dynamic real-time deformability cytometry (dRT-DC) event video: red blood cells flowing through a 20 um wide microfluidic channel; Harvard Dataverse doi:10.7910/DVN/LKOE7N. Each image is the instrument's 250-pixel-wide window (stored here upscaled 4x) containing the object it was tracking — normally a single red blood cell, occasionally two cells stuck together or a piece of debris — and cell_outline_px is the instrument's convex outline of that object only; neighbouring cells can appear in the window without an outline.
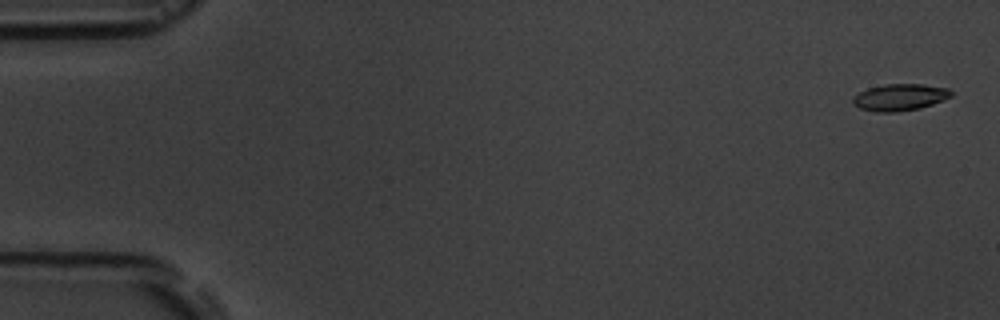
{"species": "common noctule bat (a hibernating species)", "species_latin": "Nyctalus noctula", "temperature_condition": "room temperature", "stored_images_in_passage": 6, "camera_frame_rate_fps": 3000, "um_per_image_px": 0.085, "animal": {"sex": "male", "body_mass_g": 19.5, "forearm_length_mm": 54.6}, "frame": {"image": 1, "passage_image": 1, "time_ms": 0.0, "image_size_px": [1000, 320], "cell_outline_px": [[952, 96], [944, 100], [920, 108], [896, 112], [876, 112], [860, 108], [852, 104], [852, 96], [868, 88], [884, 84], [920, 84], [948, 88], [952, 92]], "centroid_in_image_um": [76.46, 8.27], "position_along_channel_um": 8.5, "area_um2": 15.37}}
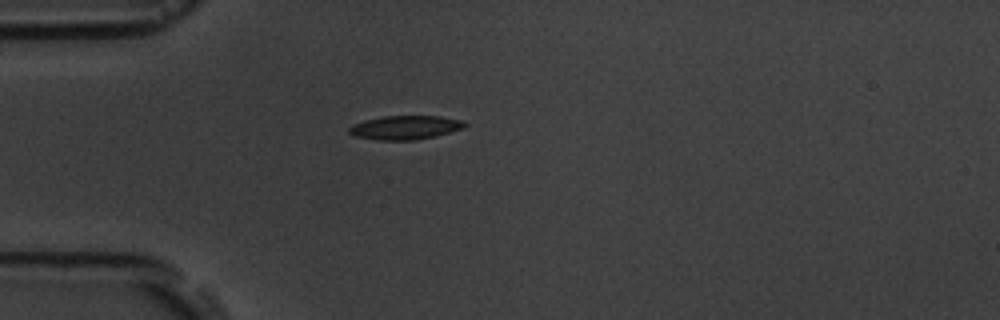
{"frame": {"image": 2, "passage_image": 5, "time_ms": 4.667, "image_size_px": [1000, 320], "cell_outline_px": [[468, 124], [464, 128], [436, 136], [416, 140], [376, 140], [352, 136], [348, 132], [348, 128], [352, 124], [364, 120], [384, 116], [440, 116], [460, 120]], "centroid_in_image_um": [34.4, 10.84], "position_along_channel_um": 50.6, "area_um2": 16.24}}